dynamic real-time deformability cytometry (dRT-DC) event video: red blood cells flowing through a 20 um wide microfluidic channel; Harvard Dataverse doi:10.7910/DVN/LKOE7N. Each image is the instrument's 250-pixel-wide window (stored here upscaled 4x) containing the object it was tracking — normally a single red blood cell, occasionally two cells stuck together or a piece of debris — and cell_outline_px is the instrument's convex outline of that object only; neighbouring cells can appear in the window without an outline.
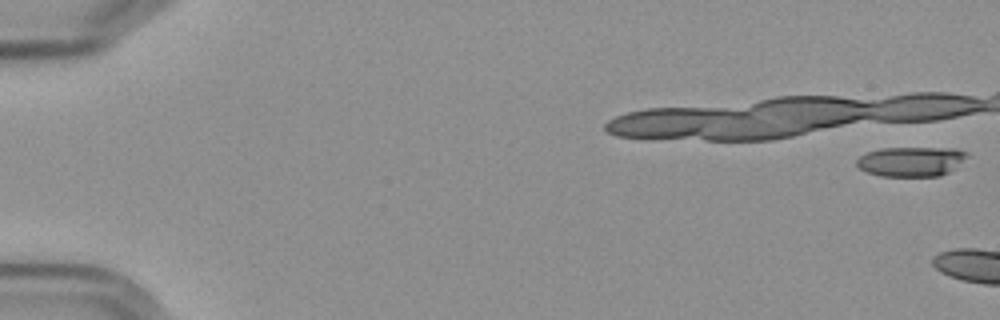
{"species": "Egyptian fruit bat (a non-hibernating species)", "species_latin": "Rousettus aegyptiacus", "temperature_condition": "cold", "stored_images_in_passage": 3, "camera_frame_rate_fps": 3000, "um_per_image_px": 0.085, "frame": {"image": 1, "passage_image": 1, "time_ms": 0.0, "image_size_px": [1000, 320], "cell_outline_px": [[968, 156], [948, 172], [940, 176], [880, 176], [868, 172], [860, 168], [856, 164], [856, 160], [860, 156], [868, 152], [880, 148], [956, 148], [968, 152]], "centroid_in_image_um": [77.44, 13.72], "position_along_channel_um": 7.6, "area_um2": 19.02}}